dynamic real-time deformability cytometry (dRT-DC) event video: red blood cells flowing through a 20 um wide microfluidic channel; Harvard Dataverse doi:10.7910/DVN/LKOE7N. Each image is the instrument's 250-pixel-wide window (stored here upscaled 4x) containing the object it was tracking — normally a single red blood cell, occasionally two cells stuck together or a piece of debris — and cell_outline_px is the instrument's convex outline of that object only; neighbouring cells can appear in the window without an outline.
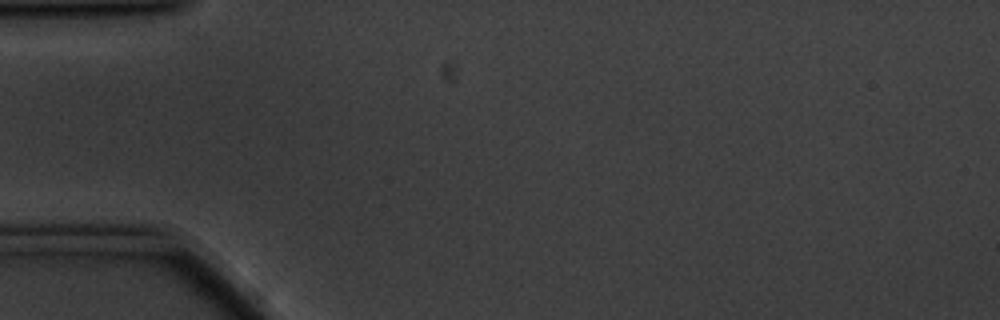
{"species": "common noctule bat (a hibernating species)", "species_latin": "Nyctalus noctula", "temperature_condition": "cold", "stored_images_in_passage": 1, "camera_frame_rate_fps": 3000, "um_per_image_px": 0.085, "animal": {"sex": "male", "body_mass_g": 20.1, "forearm_length_mm": 53.5}, "frame": {"image": 1, "passage_image": 1, "time_ms": 0.0, "image_size_px": [1000, 320], "cell_outline_px": [[236, 296], [140, 252], [148, 248], [184, 248], [204, 260], [224, 276], [232, 284], [236, 292]], "centroid_in_image_um": [16.24, 22.63], "position_along_channel_um": 68.8, "area_um2": 11.16}}